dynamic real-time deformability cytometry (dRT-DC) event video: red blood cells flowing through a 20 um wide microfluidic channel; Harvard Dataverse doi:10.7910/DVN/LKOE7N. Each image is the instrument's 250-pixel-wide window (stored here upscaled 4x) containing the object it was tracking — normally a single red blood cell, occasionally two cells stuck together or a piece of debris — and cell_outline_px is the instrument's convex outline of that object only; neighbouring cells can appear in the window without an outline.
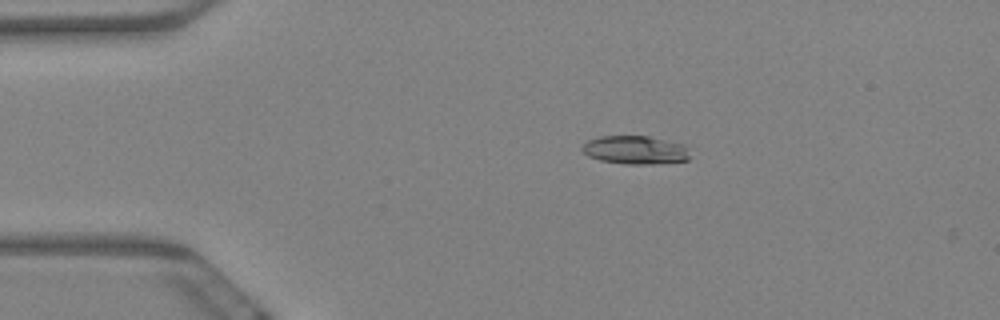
{"species": "Egyptian fruit bat (a non-hibernating species)", "species_latin": "Rousettus aegyptiacus", "temperature_condition": "warm", "stored_images_in_passage": 3, "camera_frame_rate_fps": 3000, "um_per_image_px": 0.085, "animal": {"sex": "female"}, "frame": {"image": 1, "passage_image": 2, "time_ms": 0.333, "image_size_px": [1000, 320], "cell_outline_px": [[688, 160], [652, 164], [624, 164], [600, 160], [588, 156], [580, 148], [588, 140], [600, 136], [648, 136], [684, 144], [688, 148]], "centroid_in_image_um": [53.98, 12.75], "position_along_channel_um": 31.0, "area_um2": 17.8}}